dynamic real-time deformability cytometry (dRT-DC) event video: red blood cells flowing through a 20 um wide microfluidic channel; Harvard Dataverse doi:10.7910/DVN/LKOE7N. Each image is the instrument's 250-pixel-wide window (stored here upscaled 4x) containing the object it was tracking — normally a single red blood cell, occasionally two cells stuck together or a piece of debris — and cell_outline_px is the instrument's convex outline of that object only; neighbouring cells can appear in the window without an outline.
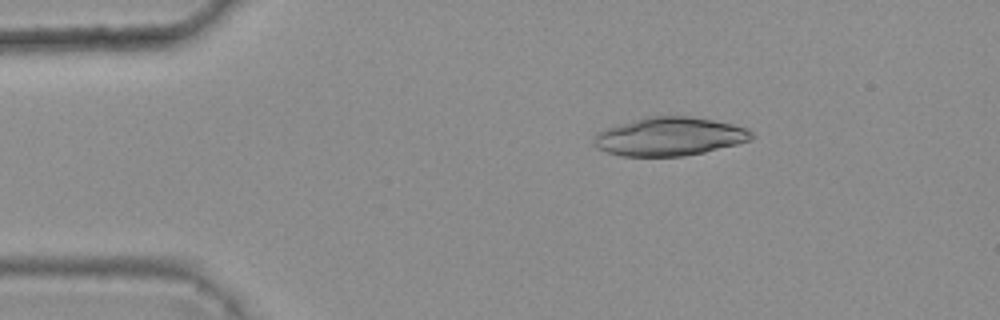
{"species": "common noctule bat (a hibernating species)", "species_latin": "Nyctalus noctula", "temperature_condition": "warm", "stored_images_in_passage": 5, "segment_of_instrument_passage": [1, 2], "camera_frame_rate_fps": 3000, "um_per_image_px": 0.085, "animal": {"sex": "female", "body_mass_g": 25.1}, "frame": {"image": 1, "passage_image": 3, "time_ms": 0.667, "image_size_px": [1000, 320], "cell_outline_px": [[756, 136], [752, 140], [704, 152], [684, 156], [620, 156], [596, 148], [596, 132], [608, 128], [648, 116], [688, 116], [712, 120], [732, 124], [748, 128]], "centroid_in_image_um": [56.96, 11.61], "position_along_channel_um": 28.0, "area_um2": 35.03}}